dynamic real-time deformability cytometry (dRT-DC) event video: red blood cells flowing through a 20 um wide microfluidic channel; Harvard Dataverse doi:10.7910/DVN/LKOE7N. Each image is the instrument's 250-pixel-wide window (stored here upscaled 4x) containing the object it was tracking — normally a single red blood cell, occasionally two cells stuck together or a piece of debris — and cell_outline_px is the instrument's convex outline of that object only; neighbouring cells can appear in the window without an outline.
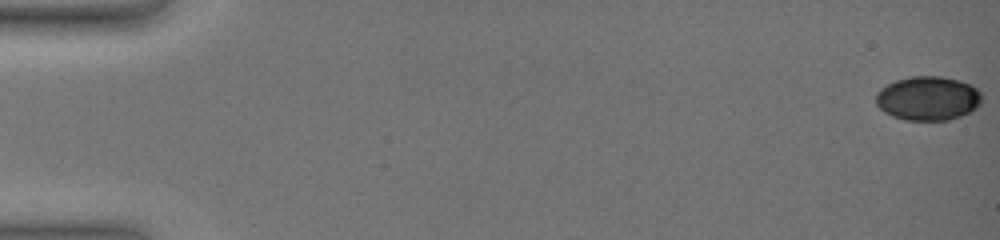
{"species": "common noctule bat (a hibernating species)", "species_latin": "Nyctalus noctula", "temperature_condition": "warm", "stored_images_in_passage": 50, "camera_frame_rate_fps": 3000, "um_per_image_px": 0.085, "animal": {"sex": "female", "body_mass_g": 19.0, "forearm_length_mm": 51.5}, "frame": {"image": 1, "passage_image": 1, "time_ms": 0.0, "image_size_px": [1000, 240], "cell_outline_px": [[980, 104], [976, 108], [960, 116], [948, 120], [904, 120], [892, 116], [884, 112], [876, 104], [876, 92], [880, 88], [896, 80], [912, 76], [940, 76], [960, 80], [976, 88], [980, 92]], "centroid_in_image_um": [78.84, 8.36], "position_along_channel_um": 6.2, "area_um2": 27.17}}
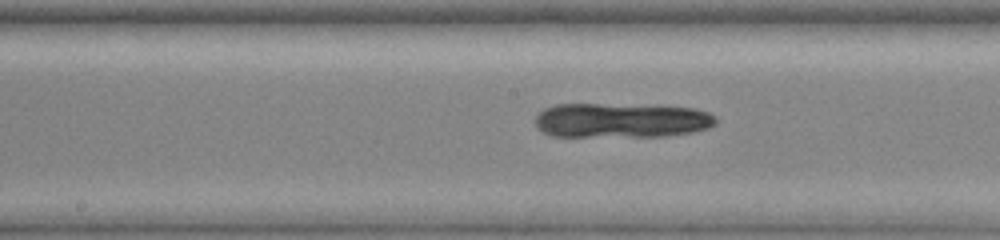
{"frame": {"image": 2, "passage_image": 29, "time_ms": 9.333, "image_size_px": [1000, 240], "cell_outline_px": [[716, 124], [708, 128], [692, 132], [668, 136], [552, 136], [536, 128], [536, 116], [544, 108], [556, 104], [656, 104], [696, 108], [708, 112], [716, 116]], "centroid_in_image_um": [52.86, 10.21], "position_along_channel_um": 195.3, "area_um2": 37.22}}
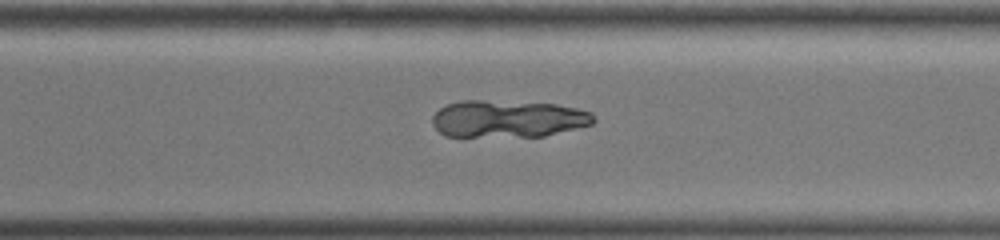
{"frame": {"image": 3, "passage_image": 39, "time_ms": 12.667, "image_size_px": [1000, 240], "cell_outline_px": [[596, 120], [592, 124], [544, 136], [444, 136], [432, 124], [432, 116], [440, 108], [448, 104], [460, 100], [484, 100], [556, 104], [576, 108], [592, 112]], "centroid_in_image_um": [43.17, 10.09], "position_along_channel_um": 327.4, "area_um2": 34.91}}